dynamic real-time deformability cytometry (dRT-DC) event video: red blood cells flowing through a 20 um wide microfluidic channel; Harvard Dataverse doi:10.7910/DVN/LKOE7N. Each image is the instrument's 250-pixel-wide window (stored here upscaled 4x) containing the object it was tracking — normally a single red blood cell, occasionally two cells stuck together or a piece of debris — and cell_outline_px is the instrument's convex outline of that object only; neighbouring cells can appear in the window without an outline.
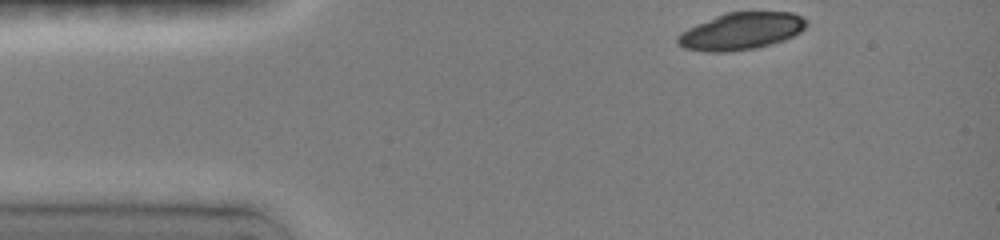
{"species": "common noctule bat (a hibernating species)", "species_latin": "Nyctalus noctula", "temperature_condition": "room temperature", "stored_images_in_passage": 15, "camera_frame_rate_fps": 3000, "um_per_image_px": 0.085, "animal": {"sex": "female", "body_mass_g": 19.0, "forearm_length_mm": 51.5}, "frame": {"image": 1, "passage_image": 1, "time_ms": 0.0, "image_size_px": [1000, 240], "cell_outline_px": [[808, 24], [800, 32], [792, 36], [756, 48], [724, 52], [708, 52], [684, 48], [676, 40], [676, 36], [680, 32], [688, 28], [724, 12], [792, 12], [808, 20]], "centroid_in_image_um": [62.98, 2.64], "position_along_channel_um": 22.0, "area_um2": 27.63}}